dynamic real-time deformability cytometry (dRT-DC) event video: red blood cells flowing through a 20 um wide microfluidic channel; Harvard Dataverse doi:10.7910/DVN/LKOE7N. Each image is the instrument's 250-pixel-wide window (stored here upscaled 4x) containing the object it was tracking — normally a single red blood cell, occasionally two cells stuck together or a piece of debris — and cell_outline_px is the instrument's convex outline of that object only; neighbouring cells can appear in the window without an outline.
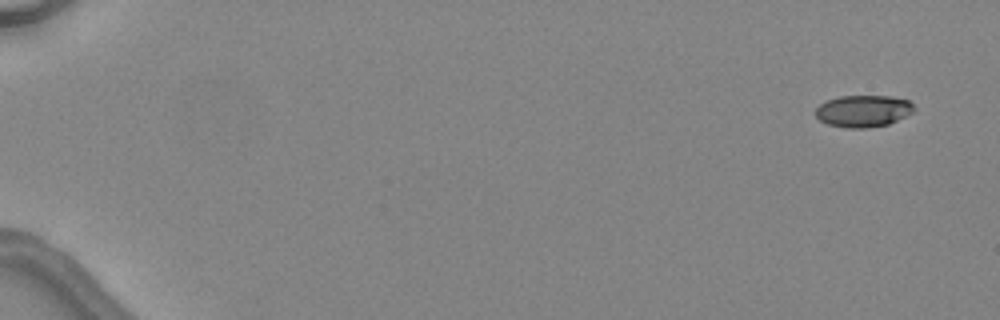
{"species": "common noctule bat (a hibernating species)", "species_latin": "Nyctalus noctula", "temperature_condition": "warm", "stored_images_in_passage": 5, "camera_frame_rate_fps": 3000, "um_per_image_px": 0.085, "animal": {"sex": "female", "body_mass_g": 24.6, "forearm_length_mm": 56.2}, "frame": {"image": 1, "passage_image": 1, "time_ms": 0.0, "image_size_px": [1000, 320], "cell_outline_px": [[916, 108], [912, 112], [888, 124], [868, 128], [848, 128], [828, 124], [820, 120], [816, 116], [816, 108], [824, 100], [840, 96], [892, 96], [908, 100]], "centroid_in_image_um": [73.35, 9.43], "position_along_channel_um": 11.6, "area_um2": 18.26}}